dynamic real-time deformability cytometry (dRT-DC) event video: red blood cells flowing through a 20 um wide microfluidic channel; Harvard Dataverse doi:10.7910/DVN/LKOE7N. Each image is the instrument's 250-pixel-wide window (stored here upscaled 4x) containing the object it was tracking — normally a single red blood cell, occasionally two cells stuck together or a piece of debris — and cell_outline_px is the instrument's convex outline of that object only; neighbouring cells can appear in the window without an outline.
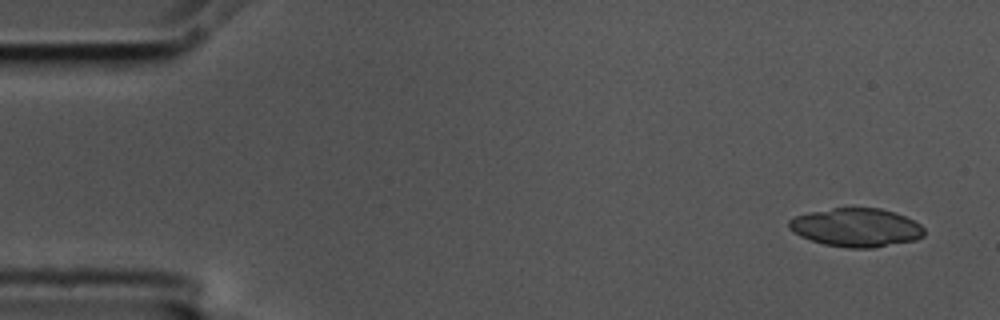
{"species": "common noctule bat (a hibernating species)", "species_latin": "Nyctalus noctula", "temperature_condition": "cold", "stored_images_in_passage": 5, "segment_of_instrument_passage": [1, 2], "camera_frame_rate_fps": 3000, "um_per_image_px": 0.085, "animal": {"sex": "male", "body_mass_g": 17.5, "forearm_length_mm": 52.3}, "frame": {"image": 1, "passage_image": 1, "time_ms": 0.0, "image_size_px": [1000, 320], "cell_outline_px": [[924, 236], [916, 240], [872, 248], [848, 248], [824, 244], [800, 236], [788, 228], [788, 220], [792, 216], [808, 212], [832, 208], [880, 208], [896, 212], [920, 224], [924, 228]], "centroid_in_image_um": [72.76, 19.33], "position_along_channel_um": 12.2, "area_um2": 30.52}}